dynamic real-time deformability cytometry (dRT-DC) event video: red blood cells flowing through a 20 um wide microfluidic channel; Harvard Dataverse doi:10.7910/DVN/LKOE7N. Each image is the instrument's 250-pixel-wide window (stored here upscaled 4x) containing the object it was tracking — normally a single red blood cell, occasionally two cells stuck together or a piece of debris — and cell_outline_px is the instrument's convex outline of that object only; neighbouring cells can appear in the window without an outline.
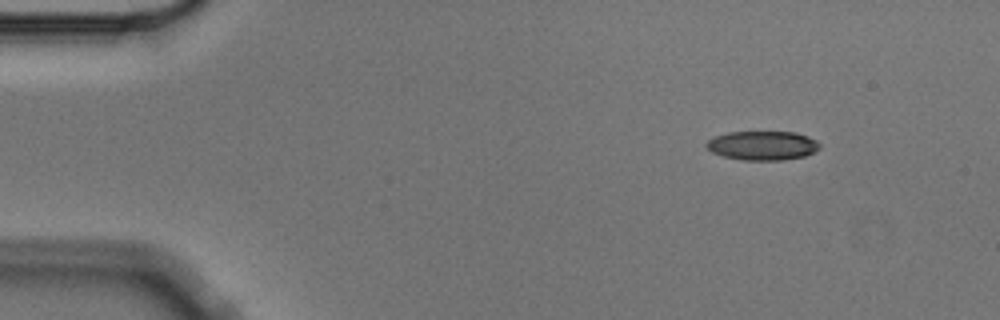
{"species": "Egyptian fruit bat (a non-hibernating species)", "species_latin": "Rousettus aegyptiacus", "temperature_condition": "cold", "stored_images_in_passage": 6, "camera_frame_rate_fps": 3000, "um_per_image_px": 0.085, "animal": {"sex": "male"}, "frame": {"image": 1, "passage_image": 1, "time_ms": 0.0, "image_size_px": [1000, 320], "cell_outline_px": [[820, 148], [804, 156], [780, 160], [744, 160], [724, 156], [712, 152], [704, 144], [708, 140], [716, 136], [728, 132], [796, 132], [808, 136], [816, 140], [820, 144]], "centroid_in_image_um": [64.82, 12.36], "position_along_channel_um": 20.2, "area_um2": 19.07}}
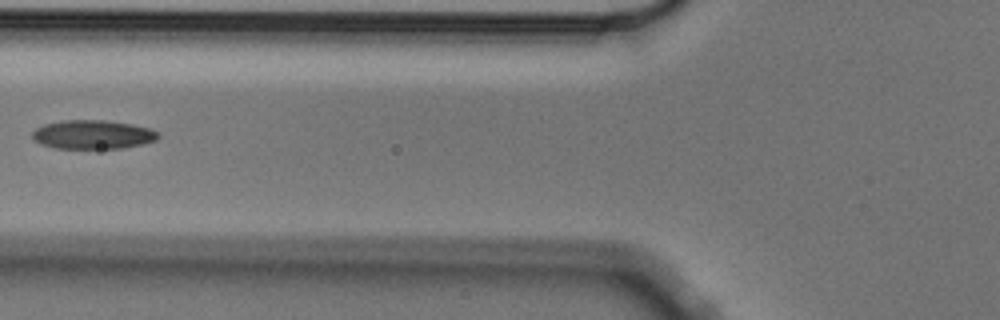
{"frame": {"image": 2, "passage_image": 5, "time_ms": 1.333, "image_size_px": [1000, 320], "cell_outline_px": [[160, 136], [156, 140], [140, 144], [120, 148], [56, 148], [40, 144], [32, 140], [32, 132], [36, 128], [44, 124], [64, 120], [108, 120], [132, 124], [148, 128], [160, 132]], "centroid_in_image_um": [7.87, 11.43], "position_along_channel_um": 117.9, "area_um2": 21.21}}
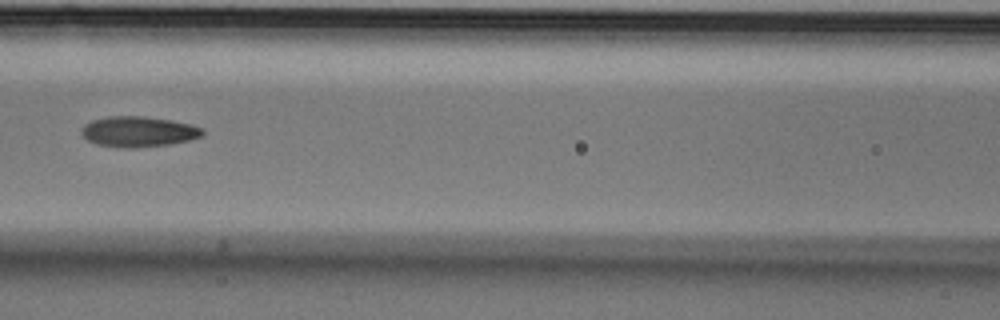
{"frame": {"image": 3, "passage_image": 6, "time_ms": 1.667, "image_size_px": [1000, 320], "cell_outline_px": [[204, 136], [188, 140], [168, 144], [136, 148], [124, 148], [96, 144], [88, 140], [80, 132], [80, 128], [84, 124], [92, 120], [108, 116], [144, 116], [172, 120], [192, 124], [204, 128]], "centroid_in_image_um": [11.77, 11.18], "position_along_channel_um": 154.8, "area_um2": 21.73}}